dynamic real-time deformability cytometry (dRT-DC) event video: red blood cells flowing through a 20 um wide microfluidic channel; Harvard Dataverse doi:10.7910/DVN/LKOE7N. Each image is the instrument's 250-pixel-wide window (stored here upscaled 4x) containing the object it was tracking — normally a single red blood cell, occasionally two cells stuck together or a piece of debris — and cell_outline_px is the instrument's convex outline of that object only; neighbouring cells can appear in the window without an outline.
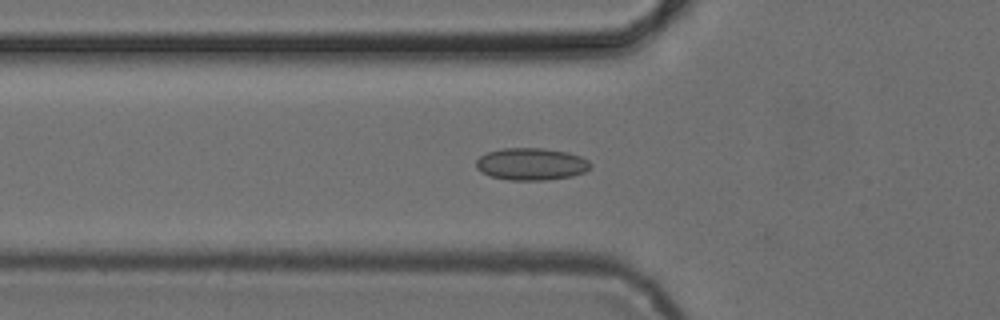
{"species": "common noctule bat (a hibernating species)", "species_latin": "Nyctalus noctula", "temperature_condition": "cold", "stored_images_in_passage": 45, "camera_frame_rate_fps": 3000, "um_per_image_px": 0.085, "animal": {"sex": "female", "body_mass_g": 24.6, "forearm_length_mm": 56.2}, "frame": {"image": 1, "passage_image": 10, "time_ms": 3.0, "image_size_px": [1000, 320], "cell_outline_px": [[592, 164], [584, 172], [572, 176], [544, 180], [508, 180], [488, 176], [480, 172], [476, 168], [476, 160], [480, 156], [488, 152], [504, 148], [544, 148], [568, 152], [580, 156], [588, 160]], "centroid_in_image_um": [45.13, 13.95], "position_along_channel_um": 80.7, "area_um2": 21.56}}
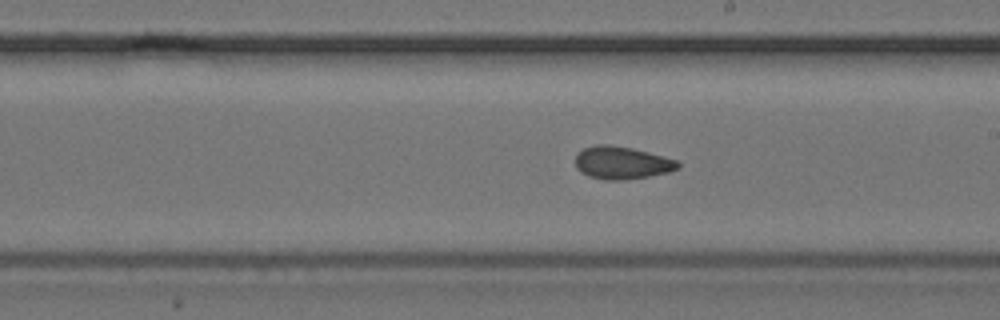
{"frame": {"image": 2, "passage_image": 22, "time_ms": 7.0, "image_size_px": [1000, 320], "cell_outline_px": [[680, 168], [668, 172], [648, 176], [624, 180], [604, 180], [588, 176], [580, 172], [576, 168], [576, 152], [584, 148], [596, 144], [608, 144], [632, 148], [648, 152], [676, 160], [680, 164]], "centroid_in_image_um": [52.82, 13.83], "position_along_channel_um": 236.2, "area_um2": 19.59}}
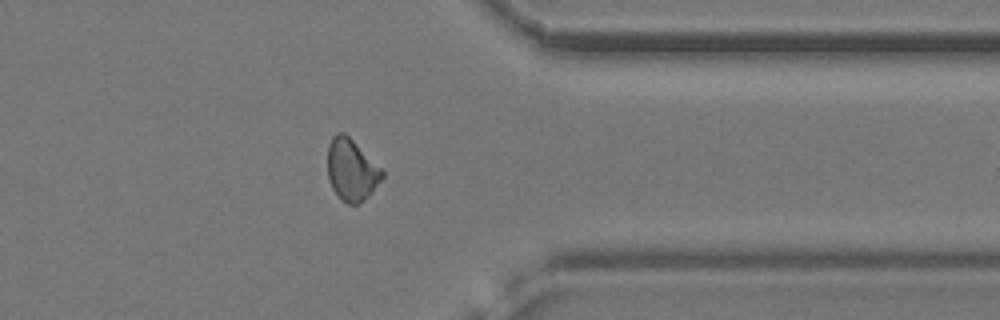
{"frame": {"image": 3, "passage_image": 34, "time_ms": 11.0, "image_size_px": [1000, 320], "cell_outline_px": [[384, 176], [368, 196], [360, 204], [348, 204], [340, 200], [332, 188], [328, 180], [328, 144], [332, 136], [336, 132], [344, 132], [384, 172]], "centroid_in_image_um": [29.84, 14.46], "position_along_channel_um": 381.6, "area_um2": 19.48}, "authors_computed_cell_mechanics": {"area_um2": 19.5942, "velocity_mm_per_s": 3.8634, "shape_relaxation_time_tau1_ms": null, "shape_relaxation_time_tau2_ms": 2.0751, "deformation_change_tau1": null, "deformation_change_tau2": 0.0662}}